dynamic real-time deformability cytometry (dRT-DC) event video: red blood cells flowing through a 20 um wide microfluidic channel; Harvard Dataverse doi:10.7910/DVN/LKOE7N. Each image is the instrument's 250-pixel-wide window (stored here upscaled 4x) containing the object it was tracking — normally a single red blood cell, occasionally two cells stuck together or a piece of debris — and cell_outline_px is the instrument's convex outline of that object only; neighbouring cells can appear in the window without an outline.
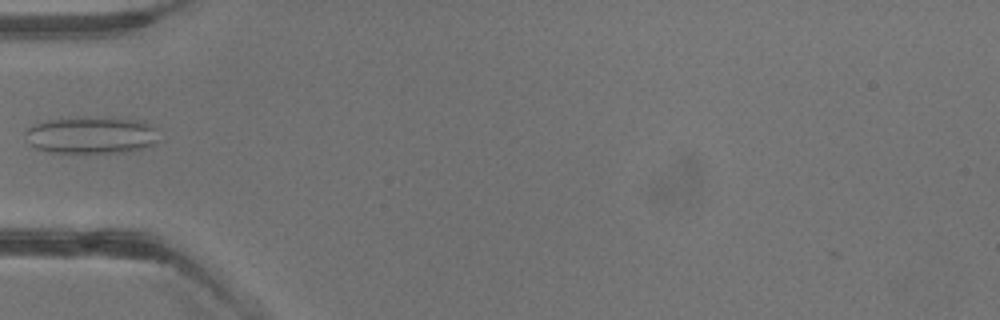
{"species": "common noctule bat (a hibernating species)", "species_latin": "Nyctalus noctula", "temperature_condition": "warm", "stored_images_in_passage": 1, "camera_frame_rate_fps": 3000, "um_per_image_px": 0.085, "animal": {"sex": "male", "body_mass_g": 13.3}, "frame": {"image": 1, "passage_image": 1, "time_ms": 0.0, "image_size_px": [1000, 320], "cell_outline_px": [[160, 140], [156, 144], [132, 152], [48, 152], [36, 148], [28, 144], [24, 136], [24, 132], [28, 128], [36, 124], [48, 120], [68, 116], [80, 116], [144, 120], [152, 124]], "centroid_in_image_um": [7.78, 11.47], "position_along_channel_um": 77.2, "area_um2": 29.54}}